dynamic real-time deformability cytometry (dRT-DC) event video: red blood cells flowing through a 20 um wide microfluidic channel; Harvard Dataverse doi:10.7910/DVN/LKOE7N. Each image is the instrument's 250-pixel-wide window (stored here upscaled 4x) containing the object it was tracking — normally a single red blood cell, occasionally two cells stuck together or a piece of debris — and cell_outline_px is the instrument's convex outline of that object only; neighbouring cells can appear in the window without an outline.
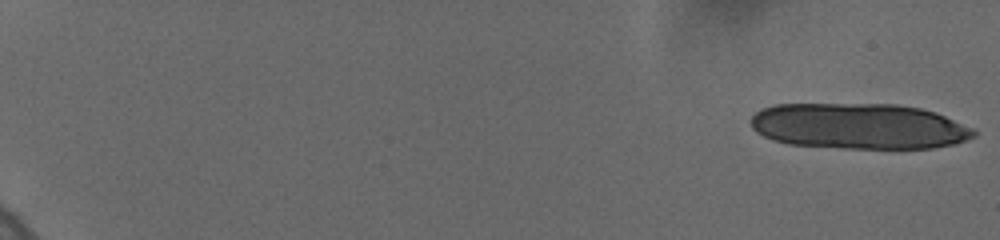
{"species": "human", "species_latin": "Homo sapiens", "temperature_condition": "cold", "stored_images_in_passage": 62, "camera_frame_rate_fps": 3000, "um_per_image_px": 0.085, "donor": {"sex": "female"}, "frame": {"image": 1, "passage_image": 1, "time_ms": 0.0, "image_size_px": [1000, 240], "cell_outline_px": [[976, 136], [968, 140], [956, 144], [932, 148], [844, 148], [788, 144], [772, 140], [756, 132], [752, 128], [752, 116], [760, 108], [776, 104], [896, 104], [920, 108], [944, 116], [976, 128]], "centroid_in_image_um": [73.03, 10.73], "position_along_channel_um": 12.0, "area_um2": 59.77}}
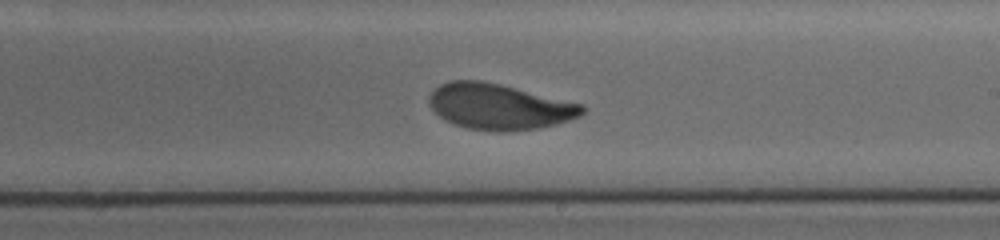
{"frame": {"image": 2, "passage_image": 33, "time_ms": 7.333, "image_size_px": [1000, 240], "cell_outline_px": [[588, 108], [580, 116], [556, 124], [540, 128], [504, 132], [496, 132], [468, 128], [444, 120], [428, 104], [428, 96], [440, 84], [452, 80], [480, 80], [500, 84], [584, 104]], "centroid_in_image_um": [42.45, 9.06], "position_along_channel_um": 246.5, "area_um2": 40.98}}
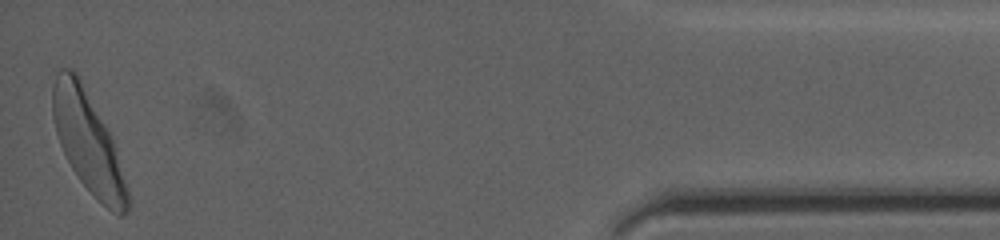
{"frame": {"image": 3, "passage_image": 61, "time_ms": 14.0, "image_size_px": [1000, 240], "cell_outline_px": [[128, 208], [120, 216], [112, 212], [80, 180], [72, 168], [60, 144], [56, 132], [52, 116], [52, 84], [60, 68], [72, 68], [76, 72], [108, 132], [112, 140], [128, 188]], "centroid_in_image_um": [7.44, 12.04], "position_along_channel_um": 427.8, "area_um2": 42.31}, "authors_computed_cell_mechanics": {"area_um2": 41.2981, "velocity_mm_per_s": 3.665, "shape_relaxation_time_tau1_ms": 3.4385, "shape_relaxation_time_tau2_ms": 1.0901, "deformation_change_tau1": 0.1616, "deformation_change_tau2": 0.0678}}